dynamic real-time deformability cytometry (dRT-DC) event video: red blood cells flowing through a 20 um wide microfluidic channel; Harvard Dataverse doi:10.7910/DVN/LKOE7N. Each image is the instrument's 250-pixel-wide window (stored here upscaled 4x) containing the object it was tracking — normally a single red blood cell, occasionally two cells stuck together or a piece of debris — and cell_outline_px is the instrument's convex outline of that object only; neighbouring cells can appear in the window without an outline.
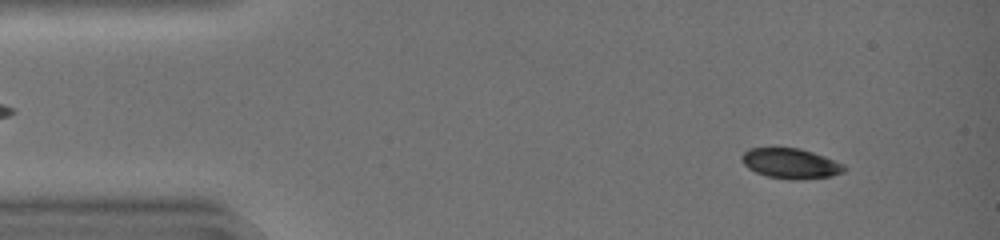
{"species": "common noctule bat (a hibernating species)", "species_latin": "Nyctalus noctula", "temperature_condition": "warm", "stored_images_in_passage": 30, "camera_frame_rate_fps": 3000, "um_per_image_px": 0.085, "animal": {"sex": "female", "body_mass_g": 19.0, "forearm_length_mm": 51.5}, "frame": {"image": 1, "passage_image": 4, "time_ms": 1.0, "image_size_px": [1000, 240], "cell_outline_px": [[848, 168], [844, 172], [832, 176], [800, 180], [788, 180], [768, 176], [756, 172], [748, 168], [740, 160], [740, 156], [748, 148], [800, 148], [824, 156], [844, 164]], "centroid_in_image_um": [67.21, 13.9], "position_along_channel_um": 17.8, "area_um2": 18.21}}
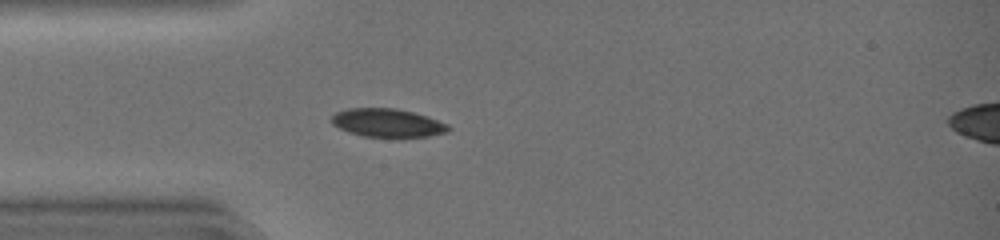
{"frame": {"image": 2, "passage_image": 12, "time_ms": 3.667, "image_size_px": [1000, 240], "cell_outline_px": [[452, 128], [448, 132], [428, 136], [364, 136], [348, 132], [332, 124], [332, 116], [336, 112], [348, 108], [396, 108], [428, 116], [448, 124]], "centroid_in_image_um": [32.95, 10.43], "position_along_channel_um": 52.0, "area_um2": 19.13}}
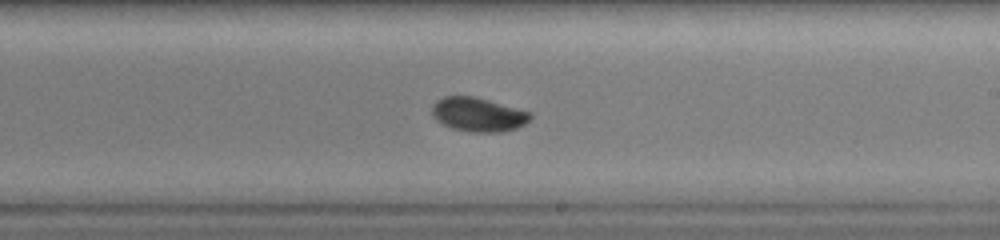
{"frame": {"image": 3, "passage_image": 26, "time_ms": 8.333, "image_size_px": [1000, 240], "cell_outline_px": [[532, 116], [524, 124], [516, 128], [500, 132], [472, 132], [452, 128], [436, 120], [432, 116], [432, 104], [436, 100], [444, 96], [472, 96], [488, 100], [532, 112]], "centroid_in_image_um": [40.62, 9.73], "position_along_channel_um": 248.4, "area_um2": 19.42}}